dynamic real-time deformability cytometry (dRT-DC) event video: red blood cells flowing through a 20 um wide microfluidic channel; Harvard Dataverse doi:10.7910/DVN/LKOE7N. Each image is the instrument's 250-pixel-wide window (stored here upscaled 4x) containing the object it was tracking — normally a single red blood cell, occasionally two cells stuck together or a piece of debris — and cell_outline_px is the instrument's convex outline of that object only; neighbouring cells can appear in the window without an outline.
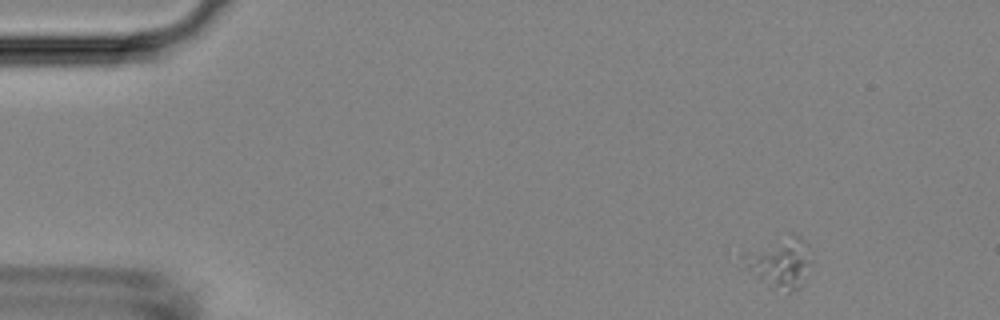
{"species": "Egyptian fruit bat (a non-hibernating species)", "species_latin": "Rousettus aegyptiacus", "temperature_condition": "room temperature", "stored_images_in_passage": 4, "camera_frame_rate_fps": 3000, "um_per_image_px": 0.085, "animal": {"sex": "female"}, "frame": {"image": 1, "passage_image": 1, "time_ms": 0.0, "image_size_px": [1000, 320], "cell_outline_px": [[812, 264], [800, 284], [796, 288], [788, 292], [760, 276], [748, 268], [740, 256], [740, 252], [792, 232], [800, 236], [808, 244], [812, 260]], "centroid_in_image_um": [66.34, 22.16], "position_along_channel_um": 18.7, "area_um2": 19.36}}
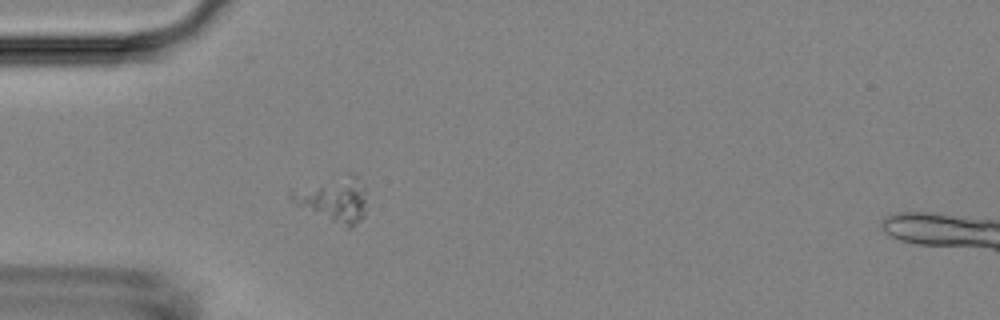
{"frame": {"image": 2, "passage_image": 4, "time_ms": 1.0, "image_size_px": [1000, 320], "cell_outline_px": [[364, 216], [352, 228], [348, 228], [296, 204], [288, 200], [288, 188], [352, 176], [356, 176], [364, 184]], "centroid_in_image_um": [28.29, 16.97], "position_along_channel_um": 56.7, "area_um2": 19.02}}